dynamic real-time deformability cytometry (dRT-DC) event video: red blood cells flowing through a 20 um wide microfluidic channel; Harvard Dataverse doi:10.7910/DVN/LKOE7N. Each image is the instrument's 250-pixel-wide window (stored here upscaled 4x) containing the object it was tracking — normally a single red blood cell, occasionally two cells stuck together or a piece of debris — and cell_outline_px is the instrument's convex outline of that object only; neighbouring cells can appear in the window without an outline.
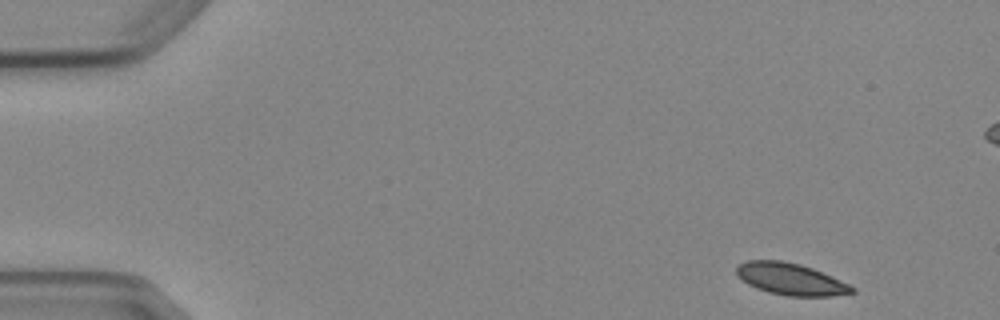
{"species": "Egyptian fruit bat (a non-hibernating species)", "species_latin": "Rousettus aegyptiacus", "temperature_condition": "cold", "stored_images_in_passage": 5, "camera_frame_rate_fps": 3000, "um_per_image_px": 0.085, "animal": {"sex": "female"}, "frame": {"image": 1, "passage_image": 1, "time_ms": 0.0, "image_size_px": [1000, 320], "cell_outline_px": [[856, 292], [832, 296], [788, 296], [768, 292], [756, 288], [748, 284], [736, 272], [736, 268], [740, 264], [748, 260], [780, 260], [800, 264], [812, 268], [832, 276], [856, 288]], "centroid_in_image_um": [67.24, 23.73], "position_along_channel_um": 17.8, "area_um2": 21.27}}
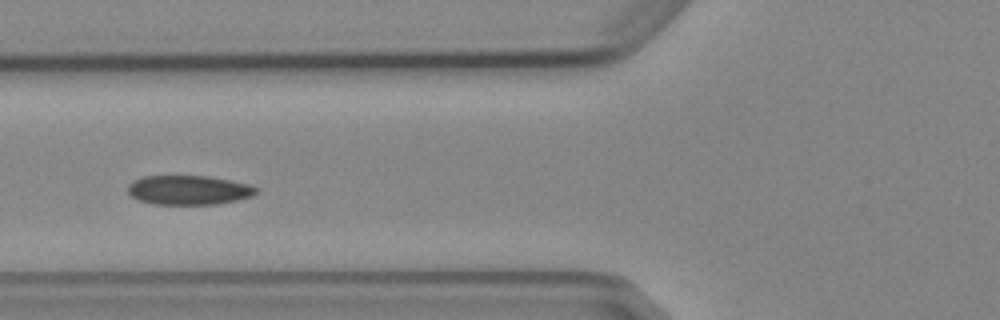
{"frame": {"image": 2, "passage_image": 5, "time_ms": 5.333, "image_size_px": [1000, 320], "cell_outline_px": [[260, 188], [252, 196], [240, 200], [216, 204], [152, 204], [140, 200], [132, 196], [128, 192], [128, 184], [132, 180], [144, 176], [208, 176], [248, 184]], "centroid_in_image_um": [16.05, 16.15], "position_along_channel_um": 109.8, "area_um2": 21.96}}